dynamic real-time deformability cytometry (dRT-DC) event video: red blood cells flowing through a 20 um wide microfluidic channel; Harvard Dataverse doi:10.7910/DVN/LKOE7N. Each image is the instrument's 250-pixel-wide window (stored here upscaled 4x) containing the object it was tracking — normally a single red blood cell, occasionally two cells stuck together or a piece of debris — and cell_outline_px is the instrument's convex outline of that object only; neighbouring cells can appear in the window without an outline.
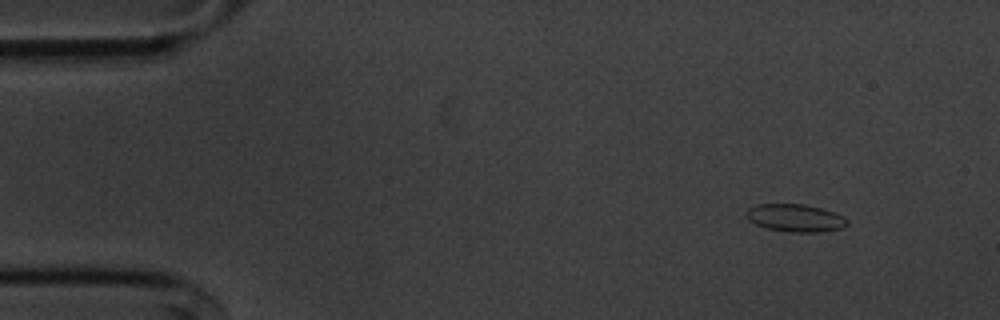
{"species": "common noctule bat (a hibernating species)", "species_latin": "Nyctalus noctula", "temperature_condition": "cold", "stored_images_in_passage": 50, "camera_frame_rate_fps": 3000, "um_per_image_px": 0.085, "animal": {"sex": "male", "body_mass_g": 20.1, "forearm_length_mm": 53.5}, "frame": {"image": 1, "passage_image": 1, "time_ms": 0.0, "image_size_px": [1000, 320], "cell_outline_px": [[848, 224], [840, 228], [820, 232], [792, 232], [764, 228], [748, 220], [744, 216], [744, 212], [748, 208], [756, 204], [804, 204], [820, 208], [844, 216], [848, 220]], "centroid_in_image_um": [67.54, 18.52], "position_along_channel_um": 17.5, "area_um2": 16.36}}
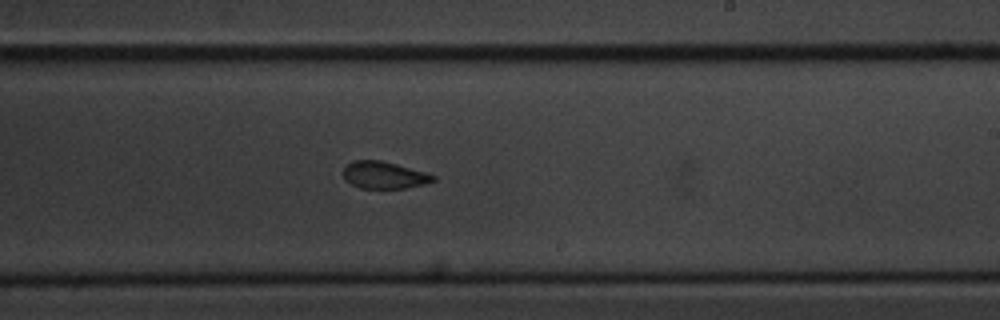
{"frame": {"image": 2, "passage_image": 28, "time_ms": 9.0, "image_size_px": [1000, 320], "cell_outline_px": [[436, 180], [424, 184], [404, 188], [360, 188], [344, 180], [344, 168], [352, 160], [380, 160], [428, 172], [436, 176]], "centroid_in_image_um": [32.67, 14.88], "position_along_channel_um": 256.3, "area_um2": 14.22}}
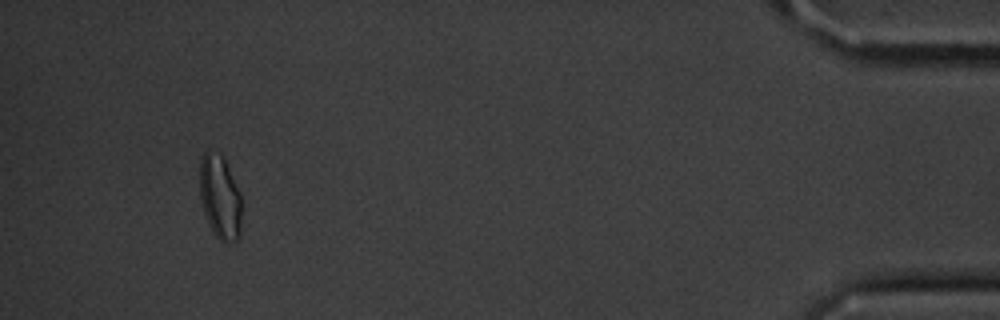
{"frame": {"image": 3, "passage_image": 47, "time_ms": 15.333, "image_size_px": [1000, 320], "cell_outline_px": [[240, 236], [236, 240], [220, 240], [212, 232], [208, 224], [204, 212], [200, 196], [200, 160], [204, 152], [208, 148], [220, 152], [224, 156], [240, 192]], "centroid_in_image_um": [18.68, 16.67], "position_along_channel_um": 416.5, "area_um2": 20.63}, "authors_computed_cell_mechanics": {"area_um2": 15.8661, "velocity_mm_per_s": 3.6244, "shape_relaxation_time_tau1_ms": 3.7445, "shape_relaxation_time_tau2_ms": 1.7455, "deformation_change_tau1": 0.0906, "deformation_change_tau2": 0.0562}}